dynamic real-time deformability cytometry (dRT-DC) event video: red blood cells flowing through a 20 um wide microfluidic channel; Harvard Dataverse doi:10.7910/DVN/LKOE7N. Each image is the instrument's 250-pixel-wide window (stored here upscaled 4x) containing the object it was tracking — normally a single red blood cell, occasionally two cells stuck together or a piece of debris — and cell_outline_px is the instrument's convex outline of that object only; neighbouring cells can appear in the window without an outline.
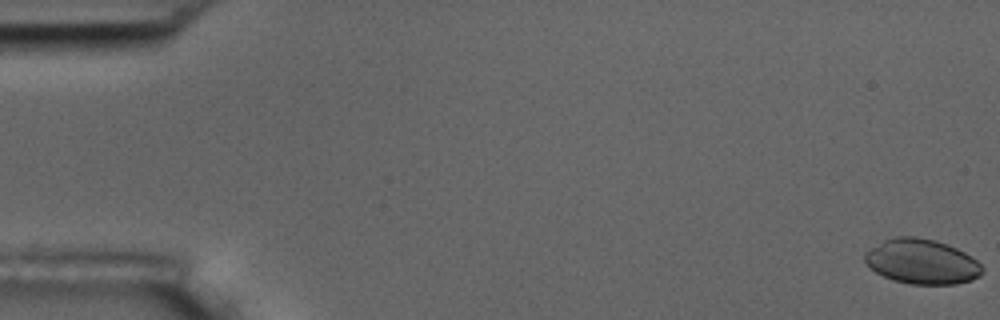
{"species": "common noctule bat (a hibernating species)", "species_latin": "Nyctalus noctula", "temperature_condition": "room temperature", "stored_images_in_passage": 57, "camera_frame_rate_fps": 3000, "um_per_image_px": 0.085, "animal": {"sex": "male", "body_mass_g": 17.5, "forearm_length_mm": 52.3}, "frame": {"image": 1, "passage_image": 1, "time_ms": 0.0, "image_size_px": [1000, 320], "cell_outline_px": [[984, 272], [980, 276], [972, 280], [956, 284], [908, 284], [892, 280], [876, 272], [864, 260], [864, 252], [884, 240], [896, 236], [912, 236], [936, 240], [956, 248], [964, 252], [976, 260], [984, 268]], "centroid_in_image_um": [78.37, 22.24], "position_along_channel_um": 6.6, "area_um2": 30.75}}
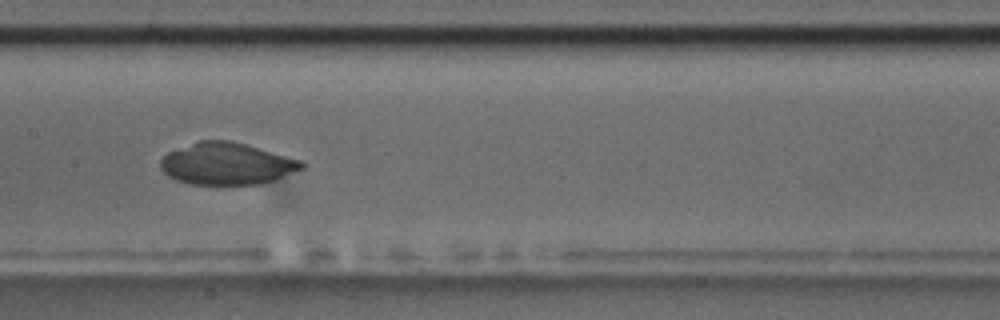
{"frame": {"image": 2, "passage_image": 29, "time_ms": 9.333, "image_size_px": [1000, 320], "cell_outline_px": [[308, 164], [304, 168], [272, 180], [260, 184], [192, 184], [176, 180], [168, 176], [160, 168], [160, 160], [168, 152], [200, 140], [228, 140], [244, 144], [300, 160]], "centroid_in_image_um": [19.25, 13.92], "position_along_channel_um": 188.1, "area_um2": 34.1}}